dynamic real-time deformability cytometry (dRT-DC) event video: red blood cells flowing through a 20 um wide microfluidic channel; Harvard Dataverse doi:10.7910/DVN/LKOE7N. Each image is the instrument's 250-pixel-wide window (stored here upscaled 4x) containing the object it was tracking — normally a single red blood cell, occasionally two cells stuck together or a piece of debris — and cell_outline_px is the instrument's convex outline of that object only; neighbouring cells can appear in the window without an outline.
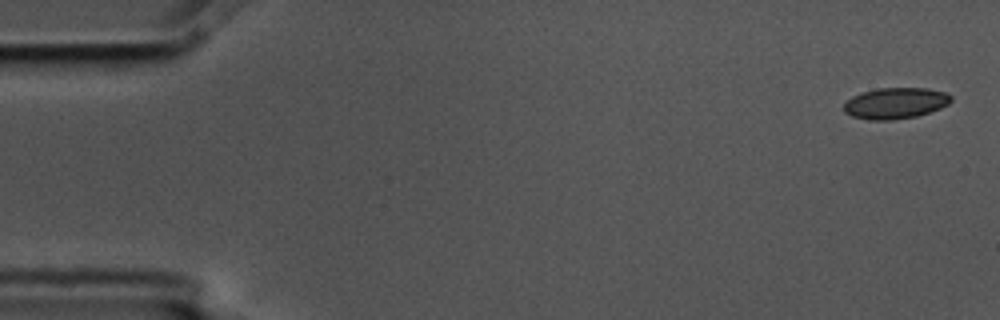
{"species": "common noctule bat (a hibernating species)", "species_latin": "Nyctalus noctula", "temperature_condition": "cold", "stored_images_in_passage": 10, "camera_frame_rate_fps": 3000, "um_per_image_px": 0.085, "animal": {"sex": "male", "body_mass_g": 17.5, "forearm_length_mm": 52.3}, "frame": {"image": 1, "passage_image": 1, "time_ms": 0.0, "image_size_px": [1000, 320], "cell_outline_px": [[952, 100], [948, 104], [940, 108], [916, 116], [892, 120], [868, 120], [852, 116], [844, 112], [844, 104], [852, 96], [876, 88], [928, 88], [944, 92], [952, 96]], "centroid_in_image_um": [76.11, 8.77], "position_along_channel_um": 8.9, "area_um2": 19.36}}
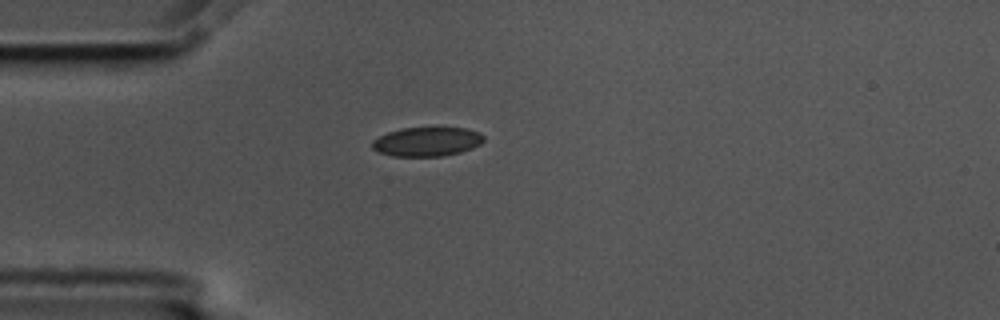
{"frame": {"image": 2, "passage_image": 4, "time_ms": 1.0, "image_size_px": [1000, 320], "cell_outline_px": [[484, 140], [480, 144], [472, 148], [460, 152], [440, 156], [392, 156], [376, 152], [372, 148], [372, 140], [388, 132], [400, 128], [464, 128], [480, 132], [484, 136]], "centroid_in_image_um": [36.27, 12.04], "position_along_channel_um": 48.7, "area_um2": 18.96}}
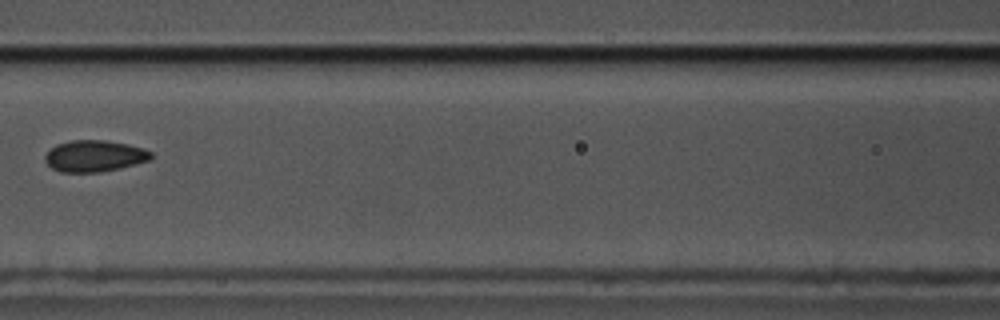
{"frame": {"image": 3, "passage_image": 7, "time_ms": 2.0, "image_size_px": [1000, 320], "cell_outline_px": [[152, 160], [120, 168], [100, 172], [60, 172], [52, 168], [44, 160], [44, 156], [56, 144], [72, 140], [104, 140], [128, 144], [144, 148], [152, 152]], "centroid_in_image_um": [8.05, 13.26], "position_along_channel_um": 158.5, "area_um2": 19.54}}